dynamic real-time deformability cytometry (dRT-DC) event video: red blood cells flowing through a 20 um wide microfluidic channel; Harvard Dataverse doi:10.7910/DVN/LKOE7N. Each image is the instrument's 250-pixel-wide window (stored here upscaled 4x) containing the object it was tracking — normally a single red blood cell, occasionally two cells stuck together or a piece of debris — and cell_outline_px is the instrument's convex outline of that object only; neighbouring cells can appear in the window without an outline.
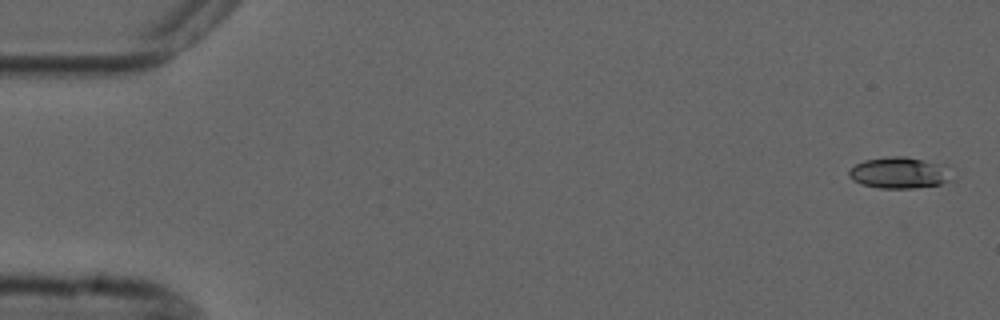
{"species": "common noctule bat (a hibernating species)", "species_latin": "Nyctalus noctula", "temperature_condition": "cold", "stored_images_in_passage": 5, "camera_frame_rate_fps": 3000, "um_per_image_px": 0.085, "animal": {"sex": "male", "forearm_length_mm": 52.5}, "frame": {"image": 1, "passage_image": 1, "time_ms": 0.0, "image_size_px": [1000, 320], "cell_outline_px": [[956, 180], [940, 184], [912, 188], [880, 188], [860, 184], [852, 180], [848, 176], [848, 172], [856, 164], [864, 160], [888, 156], [904, 156], [944, 164]], "centroid_in_image_um": [76.47, 14.69], "position_along_channel_um": 8.5, "area_um2": 19.02}}
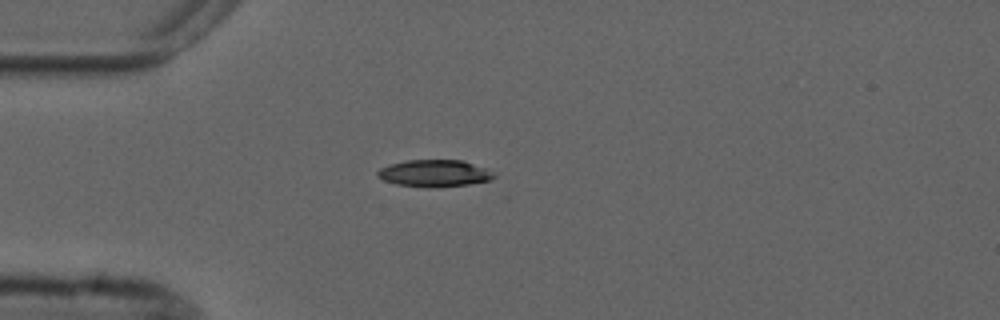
{"frame": {"image": 2, "passage_image": 5, "time_ms": 4.333, "image_size_px": [1000, 320], "cell_outline_px": [[496, 176], [492, 180], [468, 184], [436, 188], [428, 188], [396, 184], [384, 180], [376, 176], [376, 172], [380, 168], [388, 164], [408, 160], [460, 160], [488, 168], [496, 172]], "centroid_in_image_um": [36.95, 14.73], "position_along_channel_um": 48.0, "area_um2": 18.61}}